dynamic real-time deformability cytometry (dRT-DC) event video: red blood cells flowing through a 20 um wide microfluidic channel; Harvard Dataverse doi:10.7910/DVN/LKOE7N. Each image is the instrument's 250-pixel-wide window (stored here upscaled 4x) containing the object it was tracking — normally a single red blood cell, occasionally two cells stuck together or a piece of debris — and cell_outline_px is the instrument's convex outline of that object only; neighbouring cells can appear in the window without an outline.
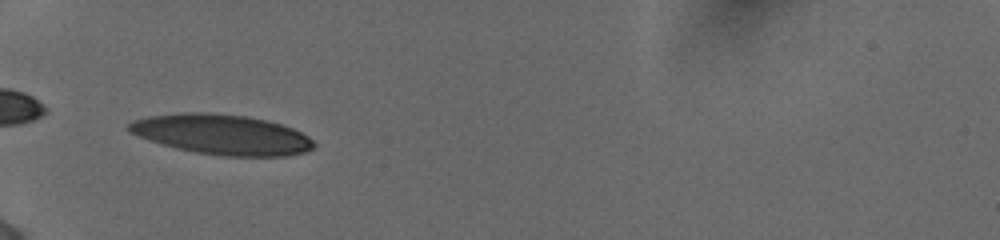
{"species": "human", "species_latin": "Homo sapiens", "temperature_condition": "cold", "stored_images_in_passage": 35, "camera_frame_rate_fps": 3000, "um_per_image_px": 0.085, "donor": {"sex": "female"}, "frame": {"image": 1, "passage_image": 1, "time_ms": 0.0, "image_size_px": [1000, 240], "cell_outline_px": [[316, 144], [308, 152], [288, 156], [224, 156], [196, 152], [176, 148], [148, 140], [128, 132], [128, 124], [132, 120], [148, 116], [184, 112], [212, 112], [248, 116], [280, 124], [292, 128], [308, 136]], "centroid_in_image_um": [18.85, 11.43], "position_along_channel_um": 66.2, "area_um2": 43.41}}
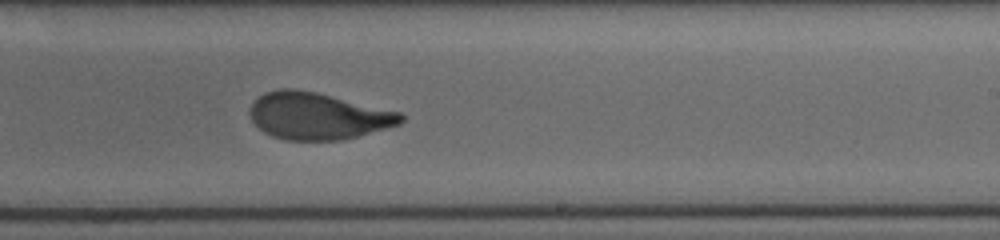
{"frame": {"image": 2, "passage_image": 17, "time_ms": 5.333, "image_size_px": [1000, 240], "cell_outline_px": [[404, 120], [400, 124], [356, 136], [340, 140], [284, 140], [272, 136], [264, 132], [252, 120], [248, 112], [252, 104], [264, 92], [280, 88], [292, 88], [316, 92], [400, 112], [404, 116]], "centroid_in_image_um": [26.98, 9.85], "position_along_channel_um": 262.0, "area_um2": 40.98}}
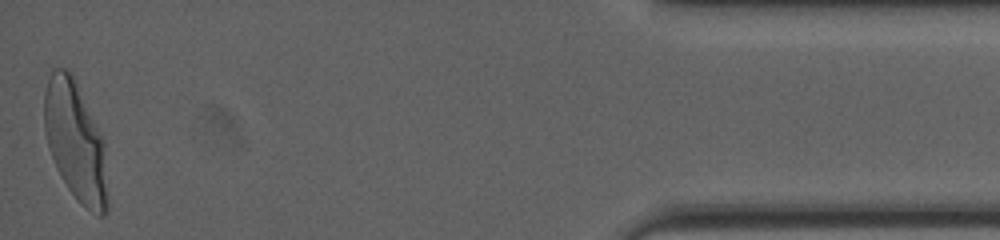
{"frame": {"image": 3, "passage_image": 35, "time_ms": 11.333, "image_size_px": [1000, 240], "cell_outline_px": [[108, 212], [104, 216], [96, 216], [84, 208], [80, 204], [68, 188], [56, 168], [48, 148], [44, 132], [44, 92], [52, 68], [64, 68], [72, 72], [104, 140], [108, 200]], "centroid_in_image_um": [6.42, 12.05], "position_along_channel_um": 428.8, "area_um2": 44.62}, "authors_computed_cell_mechanics": {"area_um2": 41.905, "velocity_mm_per_s": 3.8761, "shape_relaxation_time_tau1_ms": 5.1433, "shape_relaxation_time_tau2_ms": 0.9543, "deformation_change_tau1": 0.2185, "deformation_change_tau2": 0.0704}}